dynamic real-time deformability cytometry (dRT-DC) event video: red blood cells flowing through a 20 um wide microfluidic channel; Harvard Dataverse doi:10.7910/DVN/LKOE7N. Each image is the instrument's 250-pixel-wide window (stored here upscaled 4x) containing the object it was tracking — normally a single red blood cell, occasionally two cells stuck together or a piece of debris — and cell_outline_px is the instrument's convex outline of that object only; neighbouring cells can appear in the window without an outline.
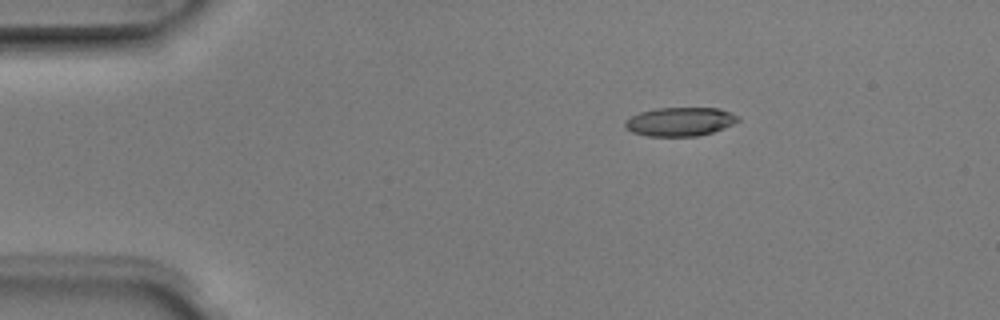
{"species": "Egyptian fruit bat (a non-hibernating species)", "species_latin": "Rousettus aegyptiacus", "temperature_condition": "room temperature", "stored_images_in_passage": 8, "camera_frame_rate_fps": 3000, "um_per_image_px": 0.085, "animal": {"sex": "male"}, "frame": {"image": 1, "passage_image": 3, "time_ms": 0.667, "image_size_px": [1000, 320], "cell_outline_px": [[740, 120], [732, 124], [712, 132], [696, 136], [648, 136], [632, 132], [624, 128], [624, 120], [640, 112], [656, 108], [720, 108], [740, 116]], "centroid_in_image_um": [57.78, 10.33], "position_along_channel_um": 27.2, "area_um2": 18.96}}
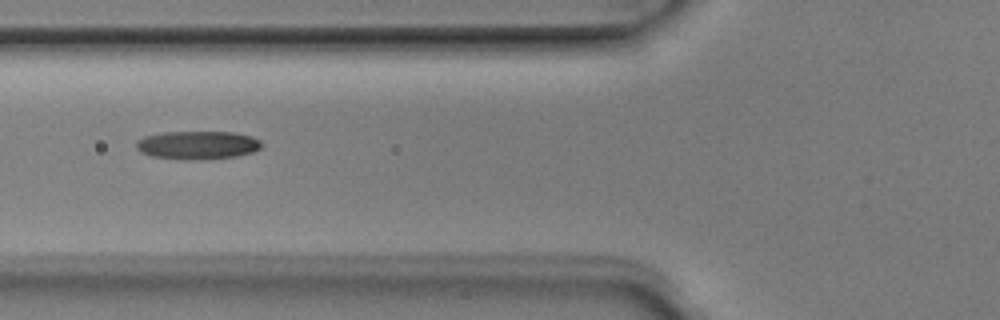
{"frame": {"image": 2, "passage_image": 6, "time_ms": 1.667, "image_size_px": [1000, 320], "cell_outline_px": [[264, 144], [260, 148], [252, 152], [236, 156], [200, 160], [180, 160], [152, 156], [140, 152], [136, 148], [136, 140], [144, 136], [160, 132], [232, 132], [252, 136], [260, 140]], "centroid_in_image_um": [16.77, 12.33], "position_along_channel_um": 109.0, "area_um2": 20.98}}
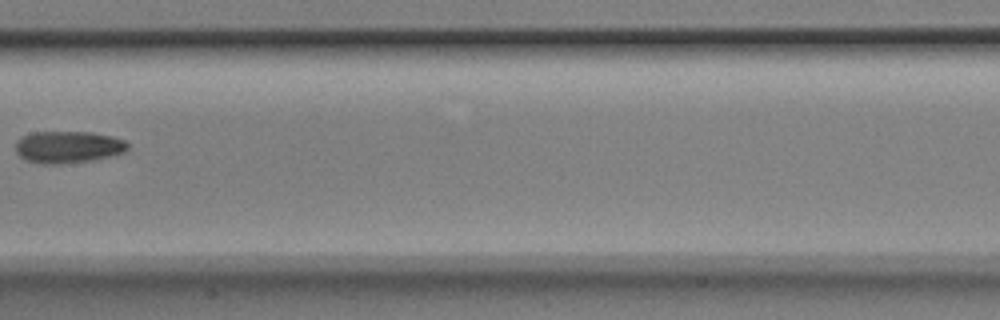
{"frame": {"image": 3, "passage_image": 8, "time_ms": 2.333, "image_size_px": [1000, 320], "cell_outline_px": [[128, 148], [124, 152], [92, 160], [60, 164], [40, 164], [24, 160], [16, 152], [16, 140], [20, 136], [32, 132], [92, 132], [112, 136], [124, 140], [128, 144]], "centroid_in_image_um": [5.73, 12.49], "position_along_channel_um": 201.7, "area_um2": 21.04}}